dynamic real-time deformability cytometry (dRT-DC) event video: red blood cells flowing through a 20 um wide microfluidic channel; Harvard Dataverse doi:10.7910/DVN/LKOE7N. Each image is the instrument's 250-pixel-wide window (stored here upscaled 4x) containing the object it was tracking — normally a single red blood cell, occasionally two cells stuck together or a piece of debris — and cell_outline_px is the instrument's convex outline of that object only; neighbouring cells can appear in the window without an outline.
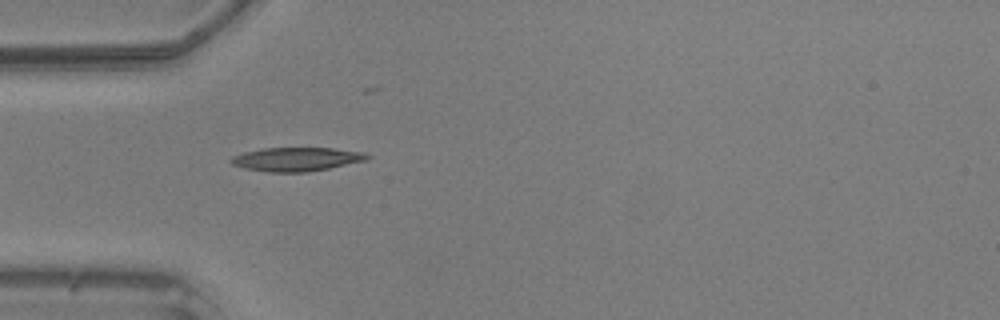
{"species": "common noctule bat (a hibernating species)", "species_latin": "Nyctalus noctula", "temperature_condition": "warm", "stored_images_in_passage": 35, "camera_frame_rate_fps": 3000, "um_per_image_px": 0.085, "animal": {"sex": "male", "body_mass_g": 20.5, "forearm_length_mm": 52.5}, "frame": {"image": 1, "passage_image": 1, "time_ms": 0.0, "image_size_px": [1000, 320], "cell_outline_px": [[372, 156], [368, 160], [308, 172], [268, 172], [244, 168], [232, 164], [228, 160], [232, 156], [244, 152], [264, 148], [332, 148], [364, 152]], "centroid_in_image_um": [25.21, 13.53], "position_along_channel_um": 59.8, "area_um2": 18.9}}
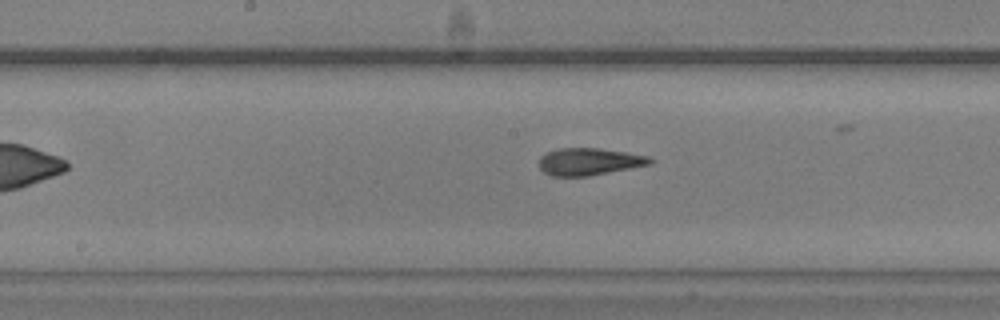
{"frame": {"image": 2, "passage_image": 11, "time_ms": 3.333, "image_size_px": [1000, 320], "cell_outline_px": [[656, 160], [652, 164], [588, 176], [552, 176], [544, 172], [540, 168], [540, 156], [548, 152], [560, 148], [600, 148], [648, 156]], "centroid_in_image_um": [50.11, 13.74], "position_along_channel_um": 198.1, "area_um2": 17.51}}
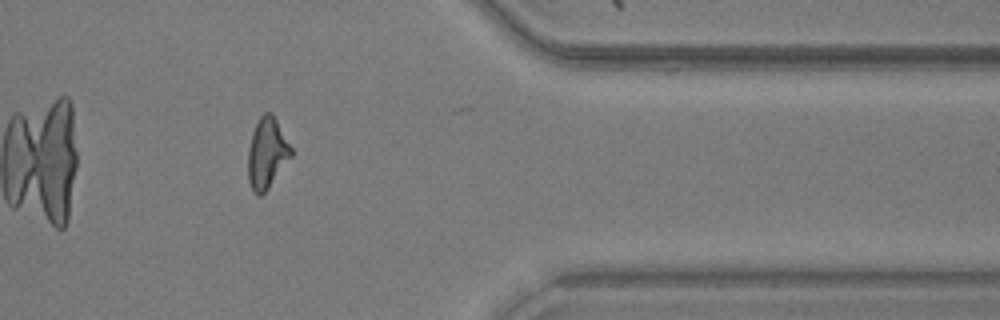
{"frame": {"image": 3, "passage_image": 26, "time_ms": 8.333, "image_size_px": [1000, 320], "cell_outline_px": [[292, 156], [268, 188], [260, 196], [256, 196], [252, 192], [248, 180], [248, 148], [252, 132], [260, 116], [264, 112], [272, 112], [292, 148]], "centroid_in_image_um": [22.68, 13.03], "position_along_channel_um": 388.7, "area_um2": 17.8}}